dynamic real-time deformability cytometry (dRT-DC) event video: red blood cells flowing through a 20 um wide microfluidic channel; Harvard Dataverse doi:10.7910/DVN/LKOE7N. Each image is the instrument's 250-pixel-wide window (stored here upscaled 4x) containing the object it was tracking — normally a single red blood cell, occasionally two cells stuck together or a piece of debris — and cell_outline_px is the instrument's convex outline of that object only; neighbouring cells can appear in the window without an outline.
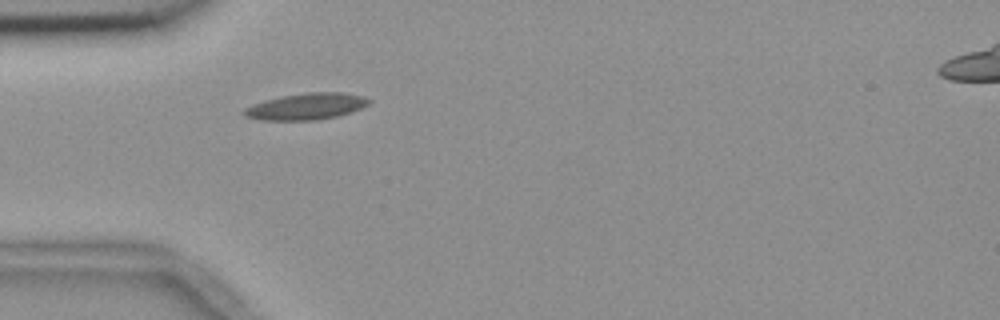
{"species": "common noctule bat (a hibernating species)", "species_latin": "Nyctalus noctula", "temperature_condition": "room temperature", "stored_images_in_passage": 40, "camera_frame_rate_fps": 3000, "um_per_image_px": 0.085, "animal": {"sex": "female", "body_mass_g": 18.4}, "frame": {"image": 1, "passage_image": 1, "time_ms": 0.0, "image_size_px": [1000, 320], "cell_outline_px": [[372, 100], [368, 104], [352, 112], [336, 116], [316, 120], [260, 120], [244, 116], [240, 112], [244, 108], [252, 104], [264, 100], [280, 96], [308, 92], [344, 92], [364, 96]], "centroid_in_image_um": [26.0, 9.04], "position_along_channel_um": 59.0, "area_um2": 19.48}}
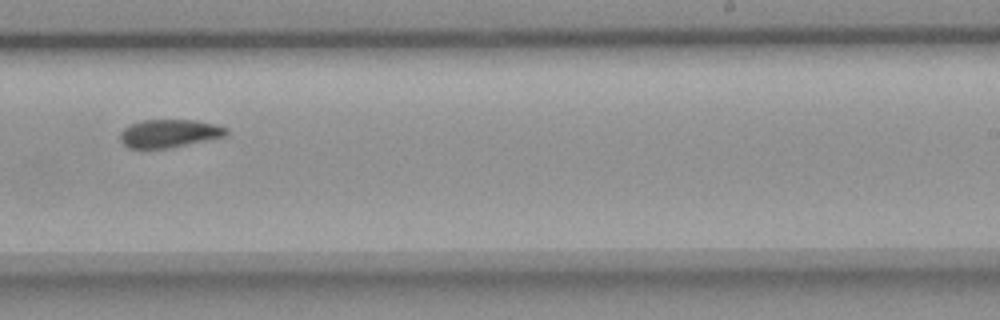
{"frame": {"image": 2, "passage_image": 19, "time_ms": 6.0, "image_size_px": [1000, 320], "cell_outline_px": [[228, 132], [224, 136], [168, 148], [128, 148], [120, 140], [120, 132], [124, 128], [140, 120], [196, 120], [216, 124], [228, 128]], "centroid_in_image_um": [14.37, 11.33], "position_along_channel_um": 274.6, "area_um2": 17.22}}
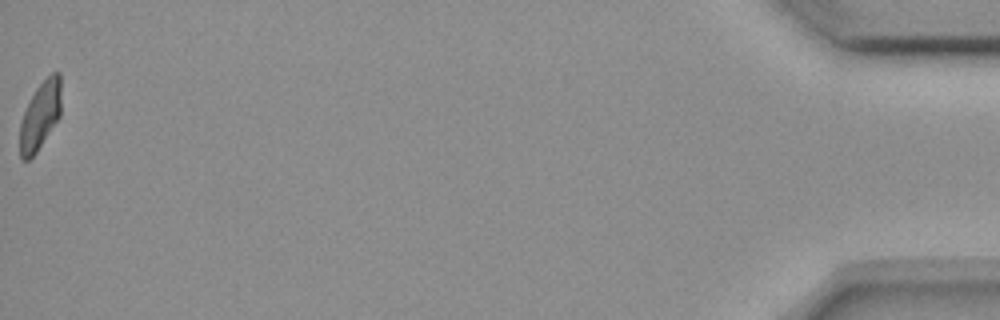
{"frame": {"image": 3, "passage_image": 40, "time_ms": 13.0, "image_size_px": [1000, 320], "cell_outline_px": [[60, 116], [36, 152], [28, 160], [20, 160], [20, 120], [36, 88], [52, 72], [60, 72]], "centroid_in_image_um": [3.41, 9.83], "position_along_channel_um": 431.8, "area_um2": 16.07}, "authors_computed_cell_mechanics": {"area_um2": 17.5423, "velocity_mm_per_s": 3.6597, "shape_relaxation_time_tau1_ms": null, "shape_relaxation_time_tau2_ms": 5.5107, "deformation_change_tau1": null, "deformation_change_tau2": 0.105}}